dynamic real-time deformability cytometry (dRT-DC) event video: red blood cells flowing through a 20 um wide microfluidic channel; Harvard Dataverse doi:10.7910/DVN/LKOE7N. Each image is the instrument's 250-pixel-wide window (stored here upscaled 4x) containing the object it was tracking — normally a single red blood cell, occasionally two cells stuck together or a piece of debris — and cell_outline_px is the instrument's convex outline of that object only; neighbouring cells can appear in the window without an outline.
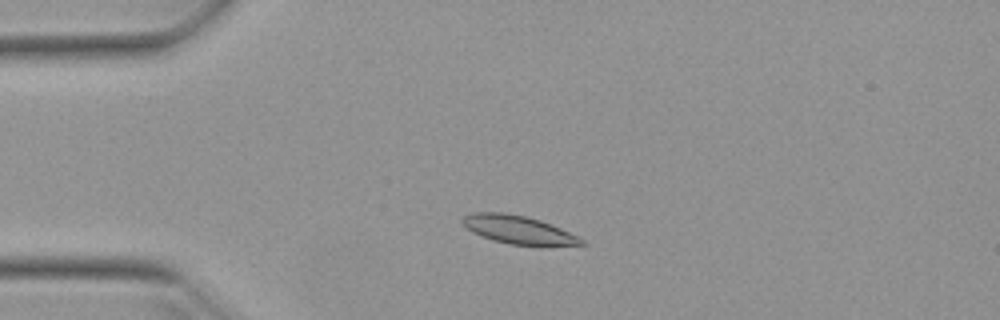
{"species": "Egyptian fruit bat (a non-hibernating species)", "species_latin": "Rousettus aegyptiacus", "temperature_condition": "warm", "stored_images_in_passage": 48, "camera_frame_rate_fps": 3000, "um_per_image_px": 0.085, "animal": {"sex": "female"}, "frame": {"image": 1, "passage_image": 9, "time_ms": 2.667, "image_size_px": [1000, 320], "cell_outline_px": [[588, 244], [548, 248], [540, 248], [512, 244], [492, 240], [472, 232], [460, 220], [464, 216], [472, 212], [504, 212], [524, 216], [540, 220], [580, 236]], "centroid_in_image_um": [44.17, 19.58], "position_along_channel_um": 40.8, "area_um2": 20.29}}
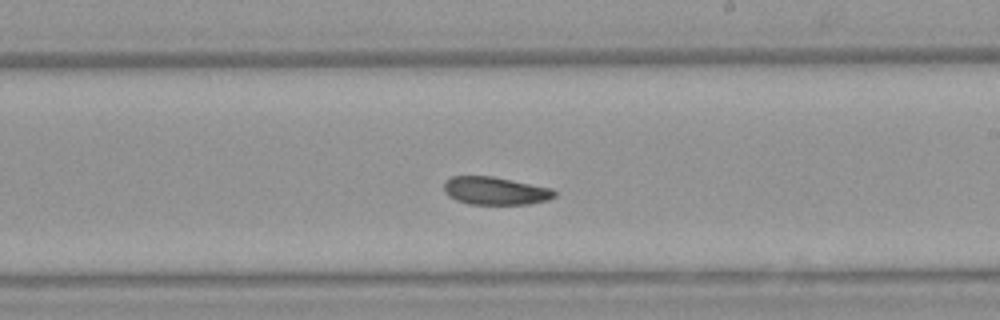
{"frame": {"image": 2, "passage_image": 27, "time_ms": 8.667, "image_size_px": [1000, 320], "cell_outline_px": [[556, 196], [548, 200], [528, 204], [468, 204], [456, 200], [448, 196], [444, 192], [444, 180], [452, 176], [492, 176], [552, 188], [556, 192]], "centroid_in_image_um": [42.08, 16.22], "position_along_channel_um": 246.9, "area_um2": 18.09}}
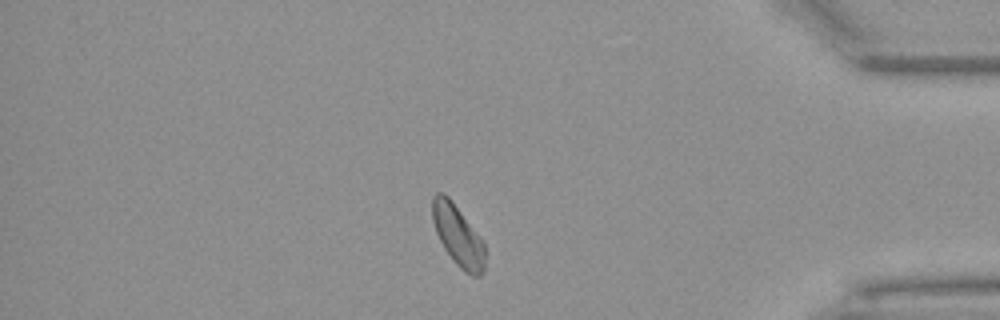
{"frame": {"image": 3, "passage_image": 41, "time_ms": 13.333, "image_size_px": [1000, 320], "cell_outline_px": [[484, 268], [480, 276], [472, 276], [464, 272], [456, 264], [444, 248], [436, 232], [432, 220], [432, 196], [436, 192], [444, 192], [452, 200], [480, 236], [484, 244]], "centroid_in_image_um": [38.91, 19.99], "position_along_channel_um": 396.3, "area_um2": 18.67}, "authors_computed_cell_mechanics": {"area_um2": 18.8428, "velocity_mm_per_s": 3.9139, "shape_relaxation_time_tau1_ms": 3.2309, "shape_relaxation_time_tau2_ms": 5.3295, "deformation_change_tau1": 0.1023, "deformation_change_tau2": 0.1114}}